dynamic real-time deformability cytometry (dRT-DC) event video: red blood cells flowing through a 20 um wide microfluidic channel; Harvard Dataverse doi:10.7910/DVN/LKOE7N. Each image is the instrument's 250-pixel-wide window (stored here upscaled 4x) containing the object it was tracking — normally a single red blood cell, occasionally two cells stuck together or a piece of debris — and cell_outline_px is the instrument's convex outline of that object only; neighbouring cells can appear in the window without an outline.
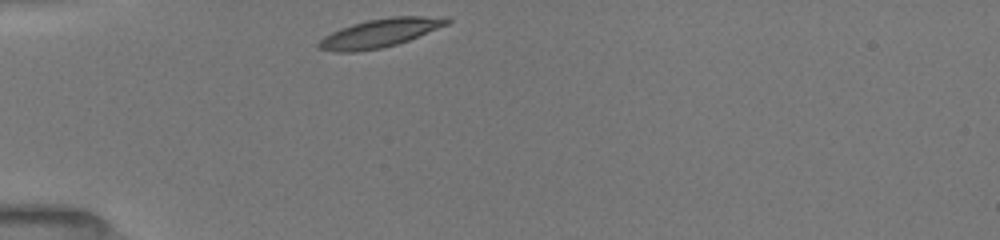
{"species": "common noctule bat (a hibernating species)", "species_latin": "Nyctalus noctula", "temperature_condition": "room temperature", "stored_images_in_passage": 31, "camera_frame_rate_fps": 3000, "um_per_image_px": 0.085, "animal": {"sex": "female", "body_mass_g": 19.5, "forearm_length_mm": 54.1}, "frame": {"image": 1, "passage_image": 1, "time_ms": 0.0, "image_size_px": [1000, 240], "cell_outline_px": [[452, 20], [448, 24], [408, 40], [396, 44], [380, 48], [356, 52], [336, 52], [316, 48], [316, 44], [324, 36], [340, 28], [352, 24], [368, 20], [392, 16], [448, 16]], "centroid_in_image_um": [32.29, 2.8], "position_along_channel_um": 52.7, "area_um2": 21.33}}
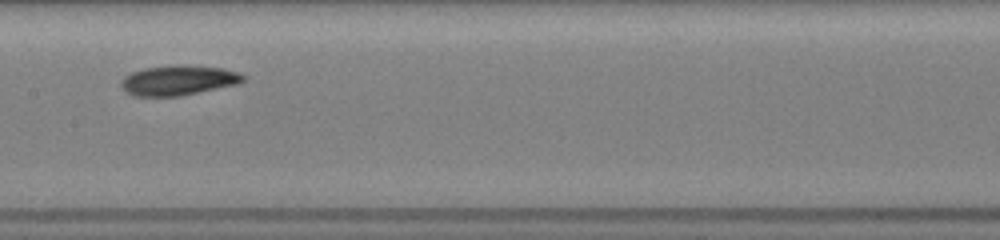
{"frame": {"image": 2, "passage_image": 13, "time_ms": 4.0, "image_size_px": [1000, 240], "cell_outline_px": [[244, 80], [240, 84], [180, 96], [132, 96], [124, 92], [120, 84], [120, 80], [124, 76], [132, 72], [144, 68], [180, 64], [184, 64], [224, 68], [236, 72], [244, 76]], "centroid_in_image_um": [15.13, 6.83], "position_along_channel_um": 192.3, "area_um2": 21.62}}
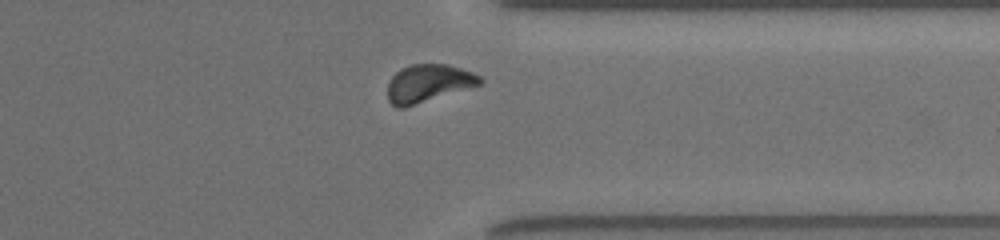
{"frame": {"image": 3, "passage_image": 27, "time_ms": 8.667, "image_size_px": [1000, 240], "cell_outline_px": [[484, 80], [480, 84], [404, 108], [396, 108], [388, 100], [388, 84], [392, 76], [400, 68], [412, 64], [448, 64], [472, 72], [480, 76]], "centroid_in_image_um": [36.37, 7.07], "position_along_channel_um": 375.0, "area_um2": 20.17}, "authors_computed_cell_mechanics": {"area_um2": 20.6346, "velocity_mm_per_s": 3.9345, "shape_relaxation_time_tau1_ms": 1.9003, "shape_relaxation_time_tau2_ms": 4.1618, "deformation_change_tau1": 0.1062, "deformation_change_tau2": 0.0888}}